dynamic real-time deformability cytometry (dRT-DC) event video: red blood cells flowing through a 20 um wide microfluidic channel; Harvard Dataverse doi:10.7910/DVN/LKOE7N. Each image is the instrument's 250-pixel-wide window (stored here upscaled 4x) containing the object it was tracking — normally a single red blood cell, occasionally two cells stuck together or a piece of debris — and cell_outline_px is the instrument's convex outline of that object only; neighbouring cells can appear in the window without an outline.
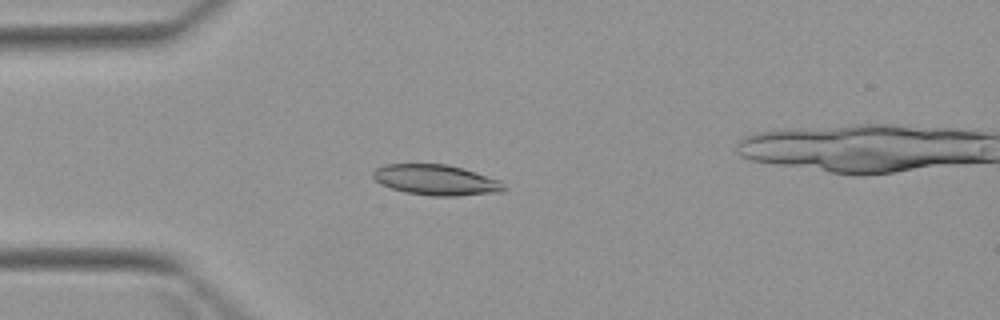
{"species": "Egyptian fruit bat (a non-hibernating species)", "species_latin": "Rousettus aegyptiacus", "temperature_condition": "warm", "stored_images_in_passage": 4, "camera_frame_rate_fps": 3000, "um_per_image_px": 0.085, "animal": {"sex": "female"}, "frame": {"image": 1, "passage_image": 3, "time_ms": 2.333, "image_size_px": [1000, 320], "cell_outline_px": [[504, 192], [456, 196], [432, 196], [408, 192], [392, 188], [376, 180], [372, 176], [372, 172], [376, 168], [384, 164], [448, 164], [464, 168], [500, 180], [504, 184]], "centroid_in_image_um": [37.1, 15.29], "position_along_channel_um": 47.9, "area_um2": 23.24}}